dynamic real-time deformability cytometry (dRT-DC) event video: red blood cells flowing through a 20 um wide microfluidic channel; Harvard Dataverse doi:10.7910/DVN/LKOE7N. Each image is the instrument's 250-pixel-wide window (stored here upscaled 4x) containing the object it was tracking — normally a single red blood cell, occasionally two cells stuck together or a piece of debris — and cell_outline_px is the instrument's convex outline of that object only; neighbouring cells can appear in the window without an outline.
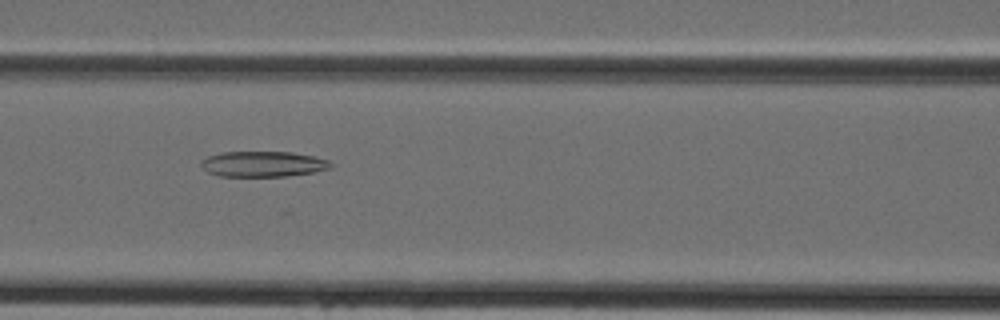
{"species": "Egyptian fruit bat (a non-hibernating species)", "species_latin": "Rousettus aegyptiacus", "temperature_condition": "cold", "stored_images_in_passage": 36, "camera_frame_rate_fps": 3000, "um_per_image_px": 0.085, "animal": {"sex": "female"}, "frame": {"image": 1, "passage_image": 11, "time_ms": 3.333, "image_size_px": [1000, 320], "cell_outline_px": [[332, 168], [312, 172], [284, 176], [220, 176], [208, 172], [200, 164], [200, 160], [208, 156], [220, 152], [292, 152], [312, 156], [328, 160], [332, 164]], "centroid_in_image_um": [22.33, 13.93], "position_along_channel_um": 144.3, "area_um2": 19.19}}
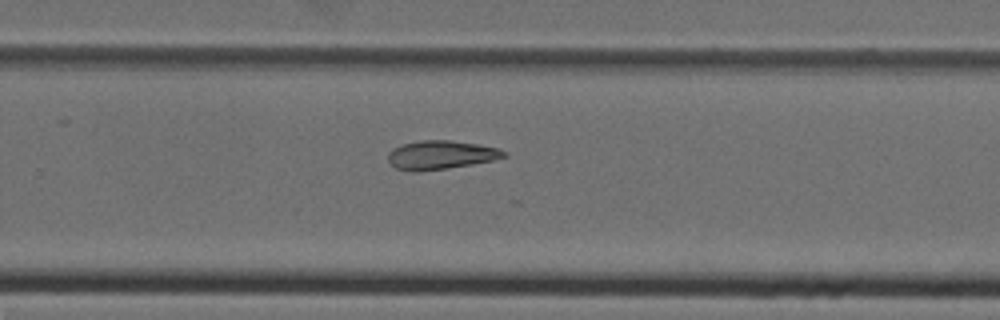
{"frame": {"image": 2, "passage_image": 21, "time_ms": 6.667, "image_size_px": [1000, 320], "cell_outline_px": [[508, 156], [496, 160], [448, 168], [420, 172], [412, 172], [396, 168], [388, 160], [388, 152], [392, 148], [400, 144], [420, 140], [448, 140], [476, 144], [500, 148], [508, 152]], "centroid_in_image_um": [37.48, 13.17], "position_along_channel_um": 292.3, "area_um2": 19.71}}
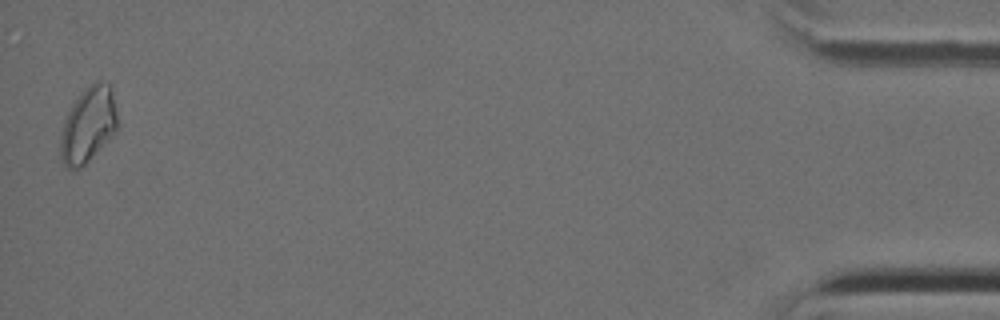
{"frame": {"image": 3, "passage_image": 36, "time_ms": 11.667, "image_size_px": [1000, 320], "cell_outline_px": [[116, 132], [80, 168], [72, 172], [64, 164], [60, 156], [60, 136], [68, 112], [72, 104], [92, 84], [100, 80], [108, 84], [112, 88], [116, 112]], "centroid_in_image_um": [7.49, 10.66], "position_along_channel_um": 427.7, "area_um2": 24.45}}